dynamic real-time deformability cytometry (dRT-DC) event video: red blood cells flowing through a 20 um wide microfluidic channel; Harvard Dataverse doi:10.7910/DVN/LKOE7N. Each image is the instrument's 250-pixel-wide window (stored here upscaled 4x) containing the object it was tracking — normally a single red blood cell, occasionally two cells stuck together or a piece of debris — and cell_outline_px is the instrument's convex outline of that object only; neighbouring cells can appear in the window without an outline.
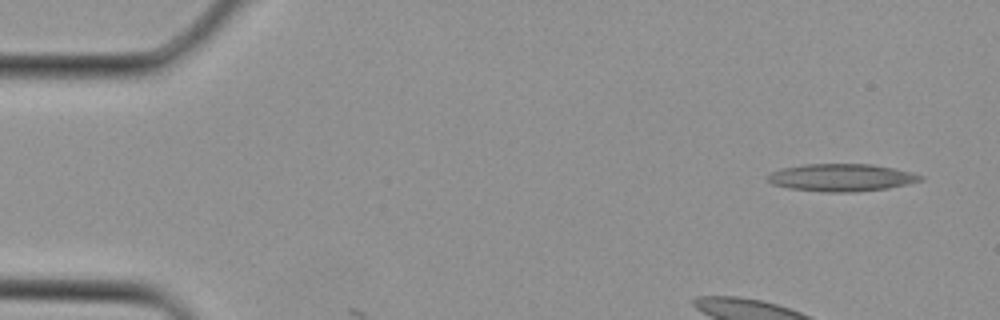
{"species": "Egyptian fruit bat (a non-hibernating species)", "species_latin": "Rousettus aegyptiacus", "temperature_condition": "cold", "stored_images_in_passage": 4, "camera_frame_rate_fps": 3000, "um_per_image_px": 0.085, "animal": {"sex": "female"}, "frame": {"image": 1, "passage_image": 1, "time_ms": 0.0, "image_size_px": [1000, 320], "cell_outline_px": [[924, 180], [908, 184], [888, 188], [856, 192], [824, 192], [788, 188], [772, 184], [768, 180], [768, 176], [772, 172], [784, 168], [804, 164], [872, 164], [892, 168], [924, 176]], "centroid_in_image_um": [71.54, 15.1], "position_along_channel_um": 13.5, "area_um2": 24.33}}
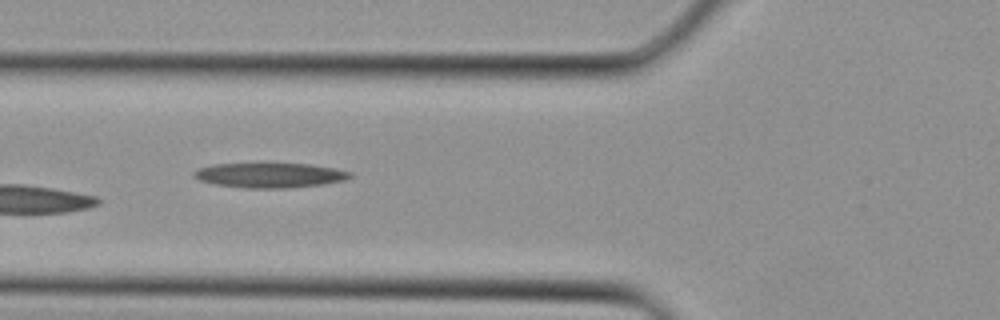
{"frame": {"image": 2, "passage_image": 4, "time_ms": 1.0, "image_size_px": [1000, 320], "cell_outline_px": [[352, 176], [344, 180], [324, 184], [288, 188], [244, 188], [216, 184], [200, 180], [192, 176], [192, 172], [196, 168], [212, 164], [308, 164], [332, 168], [352, 172]], "centroid_in_image_um": [22.89, 14.9], "position_along_channel_um": 102.9, "area_um2": 22.48}}